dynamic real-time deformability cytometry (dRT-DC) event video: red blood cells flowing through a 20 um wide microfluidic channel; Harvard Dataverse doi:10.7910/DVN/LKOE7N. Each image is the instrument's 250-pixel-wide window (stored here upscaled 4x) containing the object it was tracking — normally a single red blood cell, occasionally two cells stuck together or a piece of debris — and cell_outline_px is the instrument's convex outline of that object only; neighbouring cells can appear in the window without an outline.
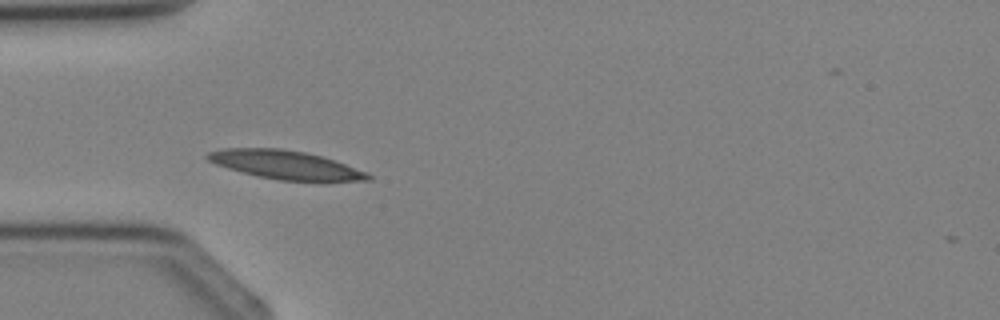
{"species": "Egyptian fruit bat (a non-hibernating species)", "species_latin": "Rousettus aegyptiacus", "temperature_condition": "cold", "stored_images_in_passage": 3, "camera_frame_rate_fps": 3000, "um_per_image_px": 0.085, "animal": {"sex": "female"}, "frame": {"image": 1, "passage_image": 3, "time_ms": 2.333, "image_size_px": [1000, 320], "cell_outline_px": [[372, 180], [280, 180], [260, 176], [228, 168], [216, 164], [208, 160], [204, 156], [208, 152], [224, 148], [280, 148], [304, 152], [320, 156], [368, 172], [372, 176]], "centroid_in_image_um": [24.22, 13.99], "position_along_channel_um": 60.8, "area_um2": 26.07}}